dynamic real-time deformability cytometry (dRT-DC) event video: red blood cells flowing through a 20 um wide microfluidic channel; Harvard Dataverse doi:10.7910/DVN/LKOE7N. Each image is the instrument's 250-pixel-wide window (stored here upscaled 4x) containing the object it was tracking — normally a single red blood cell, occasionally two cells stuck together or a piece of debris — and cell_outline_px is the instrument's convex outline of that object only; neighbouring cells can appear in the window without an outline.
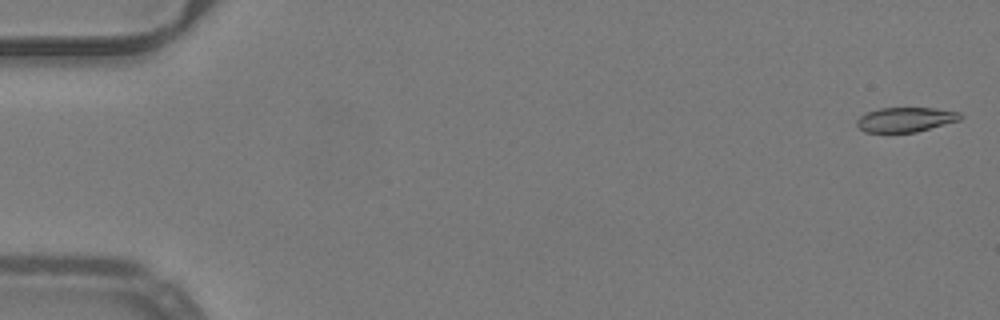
{"species": "common noctule bat (a hibernating species)", "species_latin": "Nyctalus noctula", "temperature_condition": "warm", "stored_images_in_passage": 4, "camera_frame_rate_fps": 3000, "um_per_image_px": 0.085, "animal": {"sex": "male", "body_mass_g": 19.2, "forearm_length_mm": 51.8}, "frame": {"image": 1, "passage_image": 2, "time_ms": 0.333, "image_size_px": [1000, 320], "cell_outline_px": [[964, 116], [960, 120], [916, 132], [864, 132], [856, 124], [856, 120], [860, 116], [868, 112], [880, 108], [936, 108], [960, 112]], "centroid_in_image_um": [76.99, 10.16], "position_along_channel_um": 8.0, "area_um2": 14.85}}